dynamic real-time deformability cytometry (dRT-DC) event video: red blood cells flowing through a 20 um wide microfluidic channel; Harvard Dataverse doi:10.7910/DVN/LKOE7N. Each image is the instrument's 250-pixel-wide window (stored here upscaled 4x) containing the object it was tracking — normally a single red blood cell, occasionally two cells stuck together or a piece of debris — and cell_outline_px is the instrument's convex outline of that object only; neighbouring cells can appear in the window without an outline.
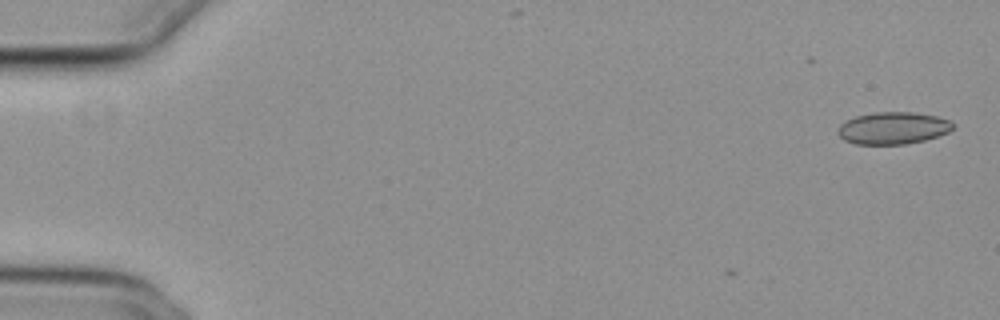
{"species": "common noctule bat (a hibernating species)", "species_latin": "Nyctalus noctula", "temperature_condition": "cold", "stored_images_in_passage": 4, "camera_frame_rate_fps": 3000, "um_per_image_px": 0.085, "animal": {"sex": "female", "body_mass_g": 29.2, "forearm_length_mm": 56.3}, "frame": {"image": 1, "passage_image": 1, "time_ms": 0.0, "image_size_px": [1000, 320], "cell_outline_px": [[956, 124], [948, 132], [924, 140], [904, 144], [856, 144], [844, 140], [836, 132], [836, 128], [840, 124], [856, 116], [876, 112], [912, 112], [936, 116], [948, 120]], "centroid_in_image_um": [75.88, 10.88], "position_along_channel_um": 9.1, "area_um2": 21.44}}